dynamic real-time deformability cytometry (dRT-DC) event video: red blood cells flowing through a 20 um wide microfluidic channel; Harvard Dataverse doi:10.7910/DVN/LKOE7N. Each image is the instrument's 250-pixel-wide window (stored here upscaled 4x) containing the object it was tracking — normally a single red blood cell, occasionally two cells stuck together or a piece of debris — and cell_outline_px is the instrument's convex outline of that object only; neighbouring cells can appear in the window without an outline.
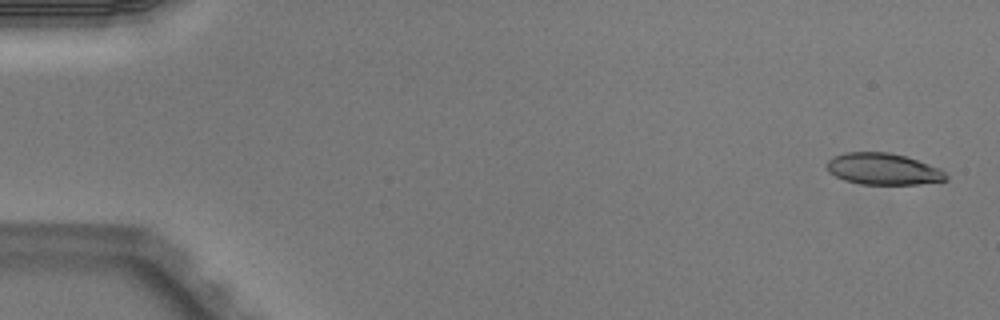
{"species": "Egyptian fruit bat (a non-hibernating species)", "species_latin": "Rousettus aegyptiacus", "temperature_condition": "warm", "stored_images_in_passage": 10, "camera_frame_rate_fps": 3000, "um_per_image_px": 0.085, "animal": {"sex": "male"}, "frame": {"image": 1, "passage_image": 1, "time_ms": 0.0, "image_size_px": [1000, 320], "cell_outline_px": [[948, 180], [920, 184], [860, 184], [844, 180], [828, 172], [828, 160], [844, 152], [888, 152], [904, 156], [940, 168], [948, 176]], "centroid_in_image_um": [75.08, 14.37], "position_along_channel_um": 9.9, "area_um2": 21.73}}
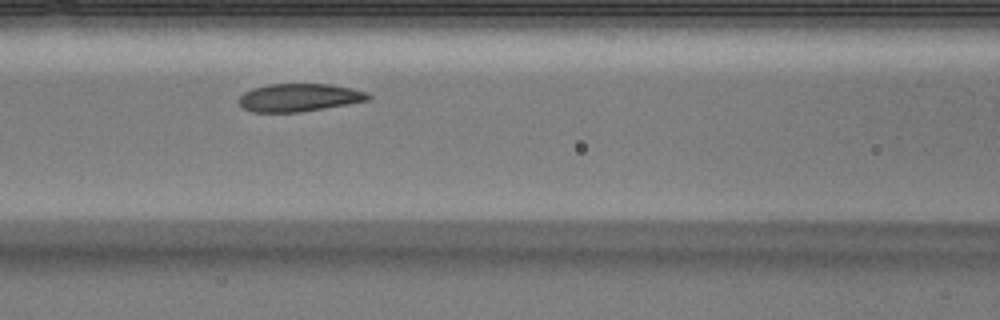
{"frame": {"image": 2, "passage_image": 8, "time_ms": 2.333, "image_size_px": [1000, 320], "cell_outline_px": [[372, 96], [368, 100], [348, 104], [300, 112], [252, 112], [244, 108], [240, 104], [240, 96], [244, 92], [252, 88], [268, 84], [328, 84], [368, 92]], "centroid_in_image_um": [25.42, 8.29], "position_along_channel_um": 141.2, "area_um2": 20.87}}
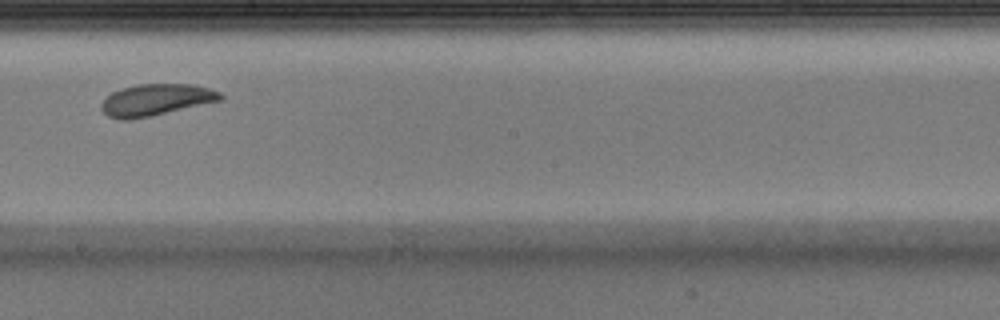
{"frame": {"image": 3, "passage_image": 10, "time_ms": 3.0, "image_size_px": [1000, 320], "cell_outline_px": [[224, 100], [152, 116], [132, 120], [120, 120], [108, 116], [100, 108], [100, 104], [112, 92], [120, 88], [136, 84], [192, 84], [208, 88], [220, 92], [224, 96]], "centroid_in_image_um": [13.27, 8.49], "position_along_channel_um": 234.9, "area_um2": 22.25}}